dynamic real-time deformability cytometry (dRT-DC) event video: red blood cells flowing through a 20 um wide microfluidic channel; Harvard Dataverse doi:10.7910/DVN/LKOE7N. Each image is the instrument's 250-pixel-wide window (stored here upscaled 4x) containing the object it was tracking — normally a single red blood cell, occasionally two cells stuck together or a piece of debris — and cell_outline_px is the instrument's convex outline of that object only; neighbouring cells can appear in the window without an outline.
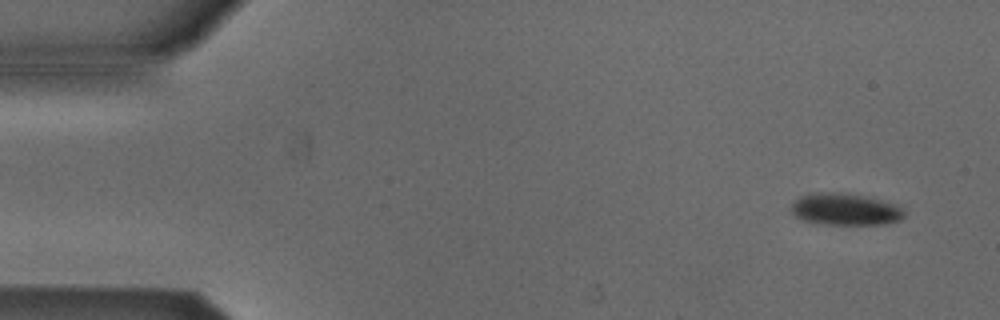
{"species": "Egyptian fruit bat (a non-hibernating species)", "species_latin": "Rousettus aegyptiacus", "temperature_condition": "cold", "stored_images_in_passage": 18, "camera_frame_rate_fps": 3000, "um_per_image_px": 0.085, "animal": {"sex": "male"}, "frame": {"image": 1, "passage_image": 3, "time_ms": 0.667, "image_size_px": [1000, 320], "cell_outline_px": [[904, 216], [896, 220], [884, 224], [828, 224], [804, 220], [796, 216], [792, 212], [792, 204], [800, 196], [828, 192], [832, 192], [864, 196], [880, 200], [892, 204], [900, 208], [904, 212]], "centroid_in_image_um": [71.82, 17.8], "position_along_channel_um": 13.2, "area_um2": 20.17}}
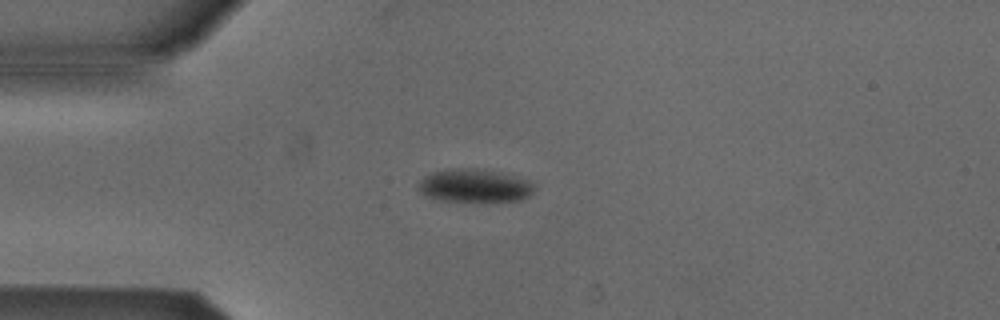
{"frame": {"image": 2, "passage_image": 13, "time_ms": 4.0, "image_size_px": [1000, 320], "cell_outline_px": [[532, 192], [528, 196], [520, 200], [484, 204], [440, 200], [428, 196], [420, 192], [416, 184], [424, 176], [432, 172], [448, 168], [476, 168], [500, 172], [528, 180], [532, 184]], "centroid_in_image_um": [40.3, 15.82], "position_along_channel_um": 44.7, "area_um2": 23.18}}